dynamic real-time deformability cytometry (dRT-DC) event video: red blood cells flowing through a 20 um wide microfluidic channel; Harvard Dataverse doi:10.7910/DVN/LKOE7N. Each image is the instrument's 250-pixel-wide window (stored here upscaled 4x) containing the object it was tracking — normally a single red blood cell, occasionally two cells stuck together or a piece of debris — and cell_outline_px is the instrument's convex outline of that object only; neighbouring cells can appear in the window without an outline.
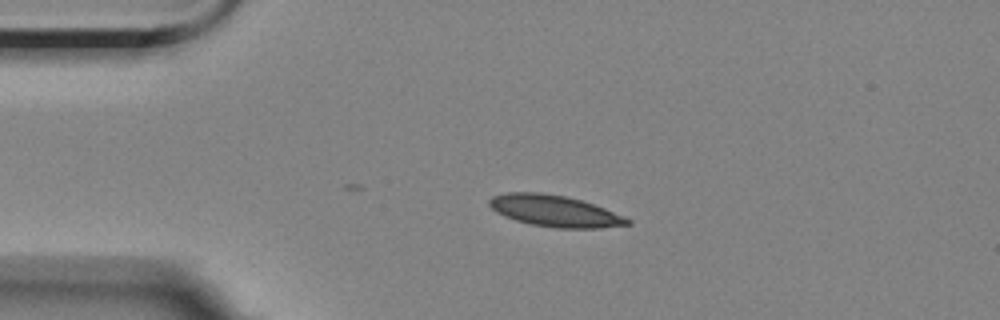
{"species": "Egyptian fruit bat (a non-hibernating species)", "species_latin": "Rousettus aegyptiacus", "temperature_condition": "room temperature", "stored_images_in_passage": 2, "camera_frame_rate_fps": 3000, "um_per_image_px": 0.085, "animal": {"sex": "female"}, "frame": {"image": 1, "passage_image": 2, "time_ms": 2.0, "image_size_px": [1000, 320], "cell_outline_px": [[632, 224], [600, 228], [556, 228], [532, 224], [516, 220], [504, 216], [496, 212], [488, 204], [488, 200], [492, 196], [508, 192], [540, 192], [564, 196], [580, 200], [604, 208], [624, 216], [632, 220]], "centroid_in_image_um": [47.14, 17.93], "position_along_channel_um": 37.9, "area_um2": 25.2}}